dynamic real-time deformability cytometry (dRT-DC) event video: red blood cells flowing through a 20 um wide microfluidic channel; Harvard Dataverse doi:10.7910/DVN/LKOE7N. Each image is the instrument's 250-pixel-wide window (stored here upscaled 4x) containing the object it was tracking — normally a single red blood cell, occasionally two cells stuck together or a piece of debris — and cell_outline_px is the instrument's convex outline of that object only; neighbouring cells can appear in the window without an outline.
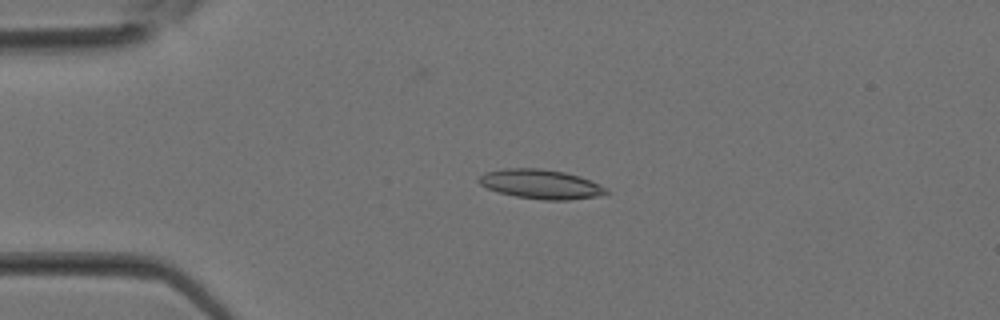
{"species": "Egyptian fruit bat (a non-hibernating species)", "species_latin": "Rousettus aegyptiacus", "temperature_condition": "room temperature", "stored_images_in_passage": 22, "camera_frame_rate_fps": 3000, "um_per_image_px": 0.085, "animal": {"sex": "female"}, "frame": {"image": 1, "passage_image": 8, "time_ms": 2.333, "image_size_px": [1000, 320], "cell_outline_px": [[608, 192], [596, 196], [568, 200], [544, 200], [516, 196], [500, 192], [488, 188], [480, 184], [476, 180], [484, 172], [504, 168], [540, 168], [564, 172], [580, 176], [608, 188]], "centroid_in_image_um": [45.95, 15.64], "position_along_channel_um": 39.1, "area_um2": 21.68}}
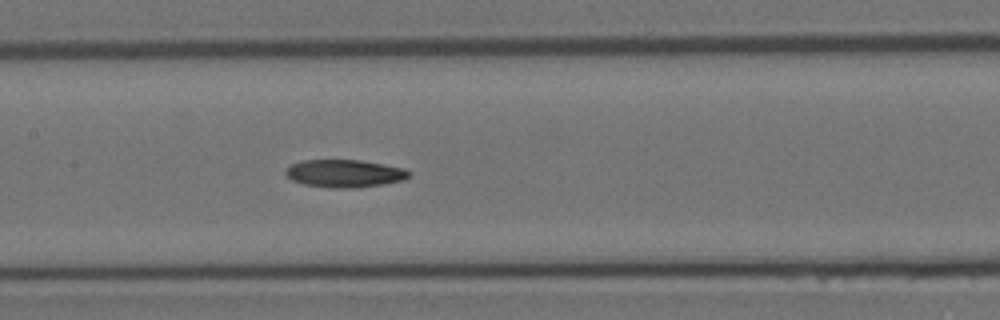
{"frame": {"image": 2, "passage_image": 16, "time_ms": 5.0, "image_size_px": [1000, 320], "cell_outline_px": [[412, 172], [404, 180], [384, 184], [356, 188], [336, 188], [304, 184], [292, 180], [284, 172], [292, 164], [304, 160], [360, 160], [384, 164], [404, 168]], "centroid_in_image_um": [29.33, 14.74], "position_along_channel_um": 178.1, "area_um2": 19.83}}
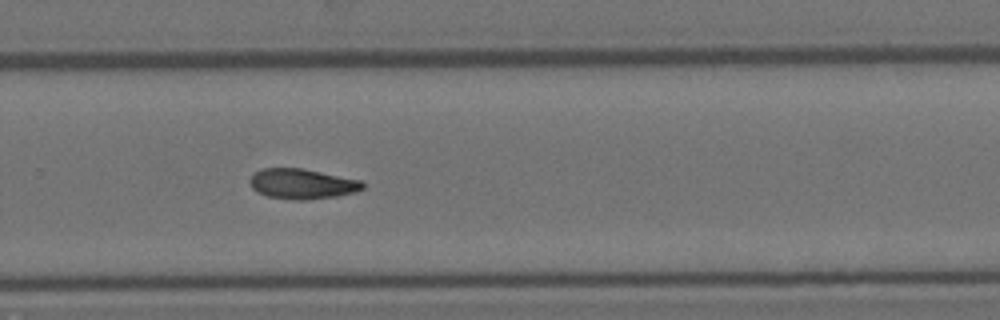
{"frame": {"image": 3, "passage_image": 22, "time_ms": 7.0, "image_size_px": [1000, 320], "cell_outline_px": [[364, 188], [356, 192], [336, 196], [304, 200], [296, 200], [268, 196], [256, 192], [252, 188], [248, 180], [252, 172], [264, 168], [304, 168], [364, 180]], "centroid_in_image_um": [25.69, 15.61], "position_along_channel_um": 304.1, "area_um2": 20.23}}